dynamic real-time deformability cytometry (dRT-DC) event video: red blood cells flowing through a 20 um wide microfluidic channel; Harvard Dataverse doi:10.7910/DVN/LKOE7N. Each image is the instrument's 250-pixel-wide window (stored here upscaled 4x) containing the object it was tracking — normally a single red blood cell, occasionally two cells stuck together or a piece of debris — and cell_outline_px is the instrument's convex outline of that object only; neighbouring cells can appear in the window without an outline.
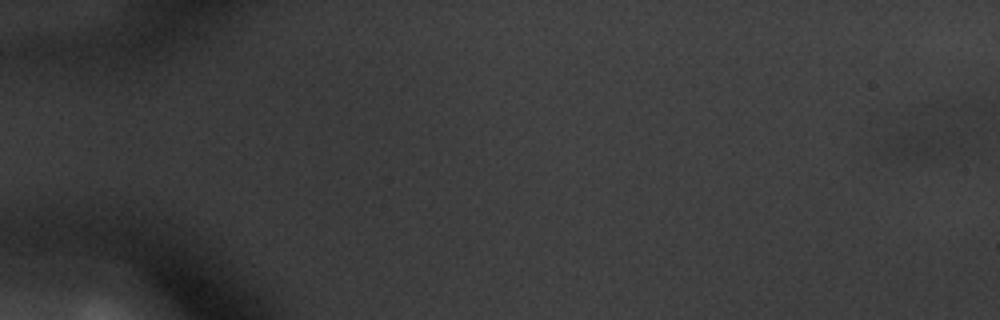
{"species": "common noctule bat (a hibernating species)", "species_latin": "Nyctalus noctula", "temperature_condition": "warm", "stored_images_in_passage": 10, "segment_of_instrument_passage": [1, 2], "camera_frame_rate_fps": 3000, "um_per_image_px": 0.085, "animal": {"sex": "male", "body_mass_g": 20.1, "forearm_length_mm": 53.5}, "frame": {"image": 1, "passage_image": 1, "time_ms": 0.0, "image_size_px": [1000, 320], "cell_outline_px": [[952, 144], [944, 156], [904, 156], [884, 152], [884, 144], [892, 136], [912, 132], [948, 132], [952, 140]], "centroid_in_image_um": [78.14, 12.26], "position_along_channel_um": 6.9, "area_um2": 10.29}}